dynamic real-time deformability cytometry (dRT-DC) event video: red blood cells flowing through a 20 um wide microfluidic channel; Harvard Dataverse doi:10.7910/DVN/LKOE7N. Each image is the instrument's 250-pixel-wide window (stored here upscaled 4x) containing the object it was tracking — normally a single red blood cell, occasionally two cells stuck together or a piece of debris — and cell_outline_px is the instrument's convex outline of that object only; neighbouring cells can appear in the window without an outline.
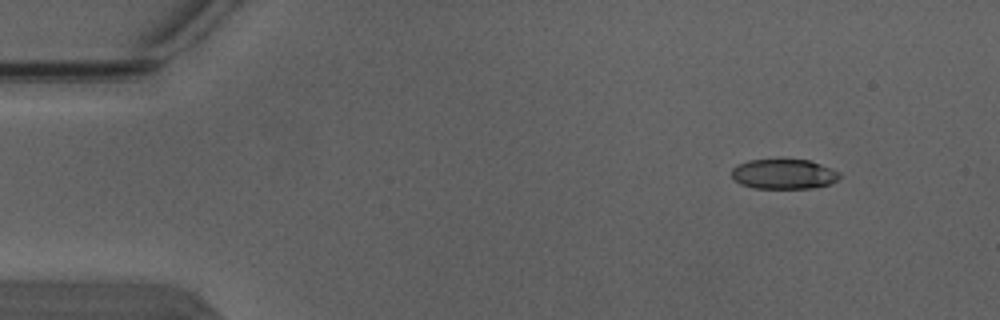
{"species": "Egyptian fruit bat (a non-hibernating species)", "species_latin": "Rousettus aegyptiacus", "temperature_condition": "warm", "stored_images_in_passage": 4, "camera_frame_rate_fps": 3000, "um_per_image_px": 0.085, "animal": {"sex": "male"}, "frame": {"image": 1, "passage_image": 1, "time_ms": 0.0, "image_size_px": [1000, 320], "cell_outline_px": [[840, 176], [836, 180], [828, 184], [812, 188], [752, 188], [740, 184], [732, 176], [732, 168], [736, 164], [748, 160], [808, 160], [832, 168], [840, 172]], "centroid_in_image_um": [66.6, 14.8], "position_along_channel_um": 18.4, "area_um2": 18.73}}
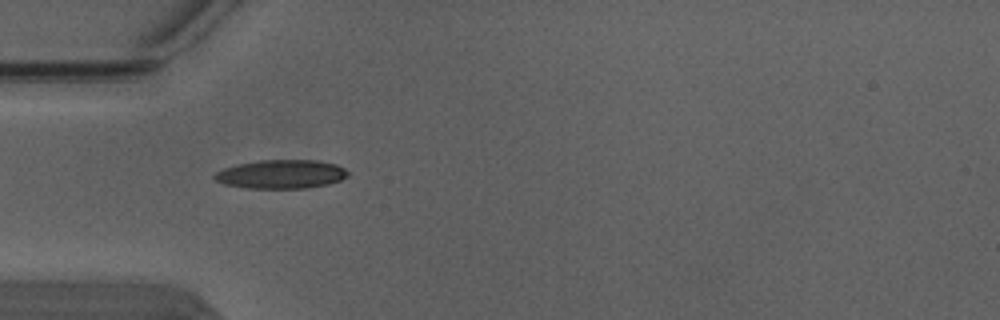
{"frame": {"image": 2, "passage_image": 4, "time_ms": 1.0, "image_size_px": [1000, 320], "cell_outline_px": [[348, 176], [340, 180], [328, 184], [308, 188], [248, 188], [224, 184], [216, 180], [212, 176], [216, 172], [224, 168], [236, 164], [260, 160], [316, 160], [336, 164], [344, 168], [348, 172]], "centroid_in_image_um": [23.9, 14.8], "position_along_channel_um": 61.1, "area_um2": 22.37}}